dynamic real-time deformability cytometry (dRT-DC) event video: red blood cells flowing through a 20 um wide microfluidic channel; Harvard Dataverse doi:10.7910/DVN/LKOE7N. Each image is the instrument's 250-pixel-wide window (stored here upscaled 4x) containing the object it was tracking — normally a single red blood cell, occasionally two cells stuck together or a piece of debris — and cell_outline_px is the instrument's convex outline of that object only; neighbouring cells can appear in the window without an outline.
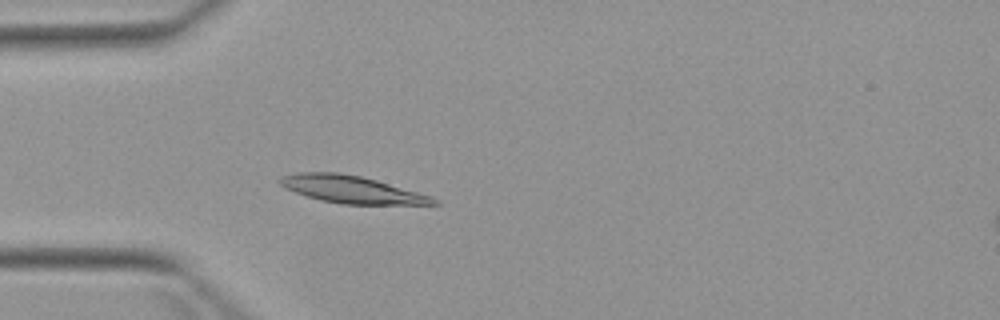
{"species": "Egyptian fruit bat (a non-hibernating species)", "species_latin": "Rousettus aegyptiacus", "temperature_condition": "warm", "stored_images_in_passage": 3, "camera_frame_rate_fps": 3000, "um_per_image_px": 0.085, "animal": {"sex": "female"}, "frame": {"image": 1, "passage_image": 3, "time_ms": 2.333, "image_size_px": [1000, 320], "cell_outline_px": [[440, 204], [340, 204], [320, 200], [284, 188], [276, 180], [280, 176], [296, 172], [340, 172], [360, 176], [376, 180], [432, 196], [440, 200]], "centroid_in_image_um": [29.85, 16.09], "position_along_channel_um": 55.1, "area_um2": 24.51}}